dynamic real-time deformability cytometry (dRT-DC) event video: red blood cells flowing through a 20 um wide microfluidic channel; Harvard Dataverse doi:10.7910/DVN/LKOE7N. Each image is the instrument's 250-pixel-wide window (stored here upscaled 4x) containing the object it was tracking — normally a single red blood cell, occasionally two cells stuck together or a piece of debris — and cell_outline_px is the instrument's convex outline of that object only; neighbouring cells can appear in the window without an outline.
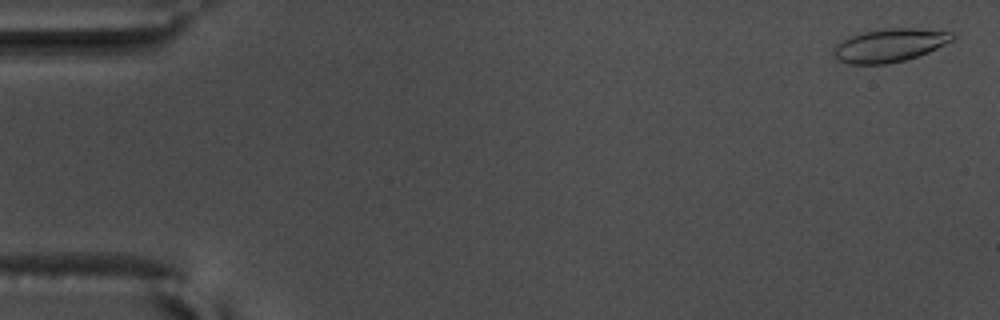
{"species": "common noctule bat (a hibernating species)", "species_latin": "Nyctalus noctula", "temperature_condition": "warm", "stored_images_in_passage": 57, "camera_frame_rate_fps": 3000, "um_per_image_px": 0.085, "animal": {"sex": "male", "body_mass_g": 17.5, "forearm_length_mm": 52.3}, "frame": {"image": 1, "passage_image": 2, "time_ms": 0.333, "image_size_px": [1000, 320], "cell_outline_px": [[956, 36], [952, 40], [928, 52], [904, 60], [884, 64], [852, 64], [840, 60], [832, 52], [836, 44], [848, 36], [860, 32], [884, 28], [912, 28], [952, 32]], "centroid_in_image_um": [75.59, 3.83], "position_along_channel_um": 9.4, "area_um2": 22.83}}
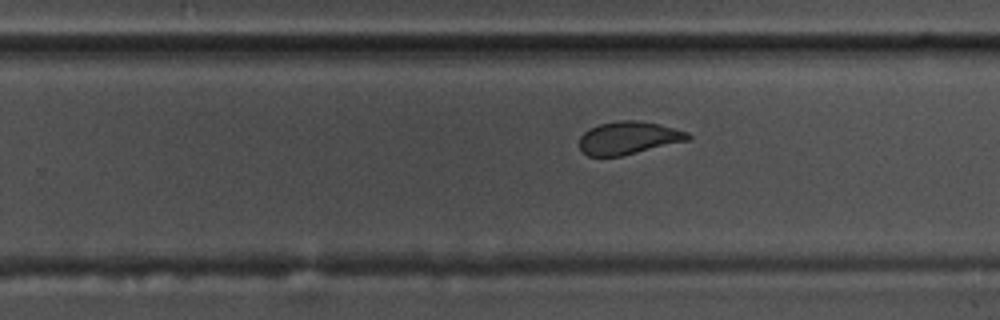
{"frame": {"image": 2, "passage_image": 36, "time_ms": 11.667, "image_size_px": [1000, 320], "cell_outline_px": [[692, 136], [688, 140], [620, 156], [588, 156], [580, 148], [580, 136], [588, 128], [600, 124], [620, 120], [636, 120], [660, 124], [688, 132]], "centroid_in_image_um": [53.41, 11.71], "position_along_channel_um": 276.4, "area_um2": 20.58}}
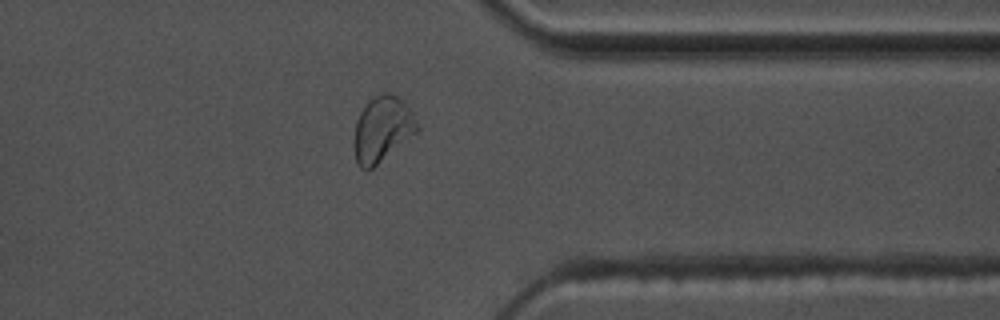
{"frame": {"image": 3, "passage_image": 45, "time_ms": 14.667, "image_size_px": [1000, 320], "cell_outline_px": [[420, 128], [416, 132], [368, 172], [360, 168], [356, 164], [352, 144], [352, 140], [356, 120], [364, 104], [372, 96], [384, 92], [388, 92], [396, 96], [412, 112]], "centroid_in_image_um": [32.42, 11.0], "position_along_channel_um": 379.0, "area_um2": 24.33}, "authors_computed_cell_mechanics": {"area_um2": 22.3108, "velocity_mm_per_s": 3.6256, "shape_relaxation_time_tau1_ms": 5.9345, "shape_relaxation_time_tau2_ms": 1.3223, "deformation_change_tau1": 0.1482, "deformation_change_tau2": 0.0597}}